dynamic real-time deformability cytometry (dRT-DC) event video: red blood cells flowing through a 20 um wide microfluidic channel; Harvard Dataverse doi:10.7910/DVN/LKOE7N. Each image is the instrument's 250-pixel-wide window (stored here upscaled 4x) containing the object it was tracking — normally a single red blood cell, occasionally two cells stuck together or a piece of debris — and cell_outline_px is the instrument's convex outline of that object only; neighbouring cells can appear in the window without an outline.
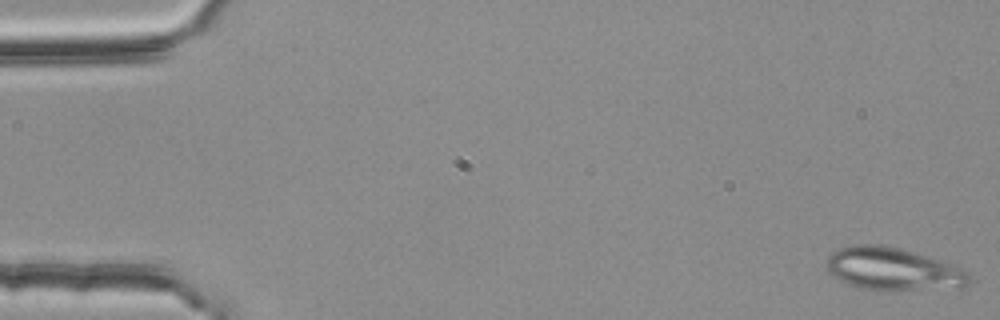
{"species": "common noctule bat (a hibernating species)", "species_latin": "Nyctalus noctula", "temperature_condition": "room temperature", "stored_images_in_passage": 52, "camera_frame_rate_fps": 3000, "um_per_image_px": 0.085, "animal": {"sex": "female", "body_mass_g": 25.1}, "frame": {"image": 1, "passage_image": 1, "time_ms": 0.0, "image_size_px": [1000, 320], "cell_outline_px": [[972, 280], [964, 288], [900, 292], [880, 292], [848, 284], [832, 276], [828, 272], [828, 256], [832, 252], [840, 248], [852, 244], [880, 244], [900, 248], [916, 252], [940, 260], [964, 272]], "centroid_in_image_um": [75.9, 22.91], "position_along_channel_um": 9.1, "area_um2": 36.18}}
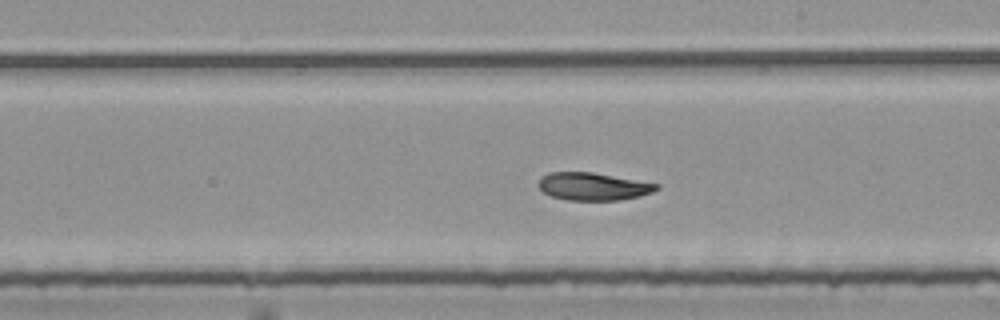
{"frame": {"image": 2, "passage_image": 31, "time_ms": 10.0, "image_size_px": [1000, 320], "cell_outline_px": [[660, 188], [652, 192], [640, 196], [620, 200], [568, 200], [552, 196], [544, 192], [536, 184], [540, 176], [548, 172], [592, 172], [660, 184]], "centroid_in_image_um": [50.4, 15.84], "position_along_channel_um": 238.6, "area_um2": 19.13}}
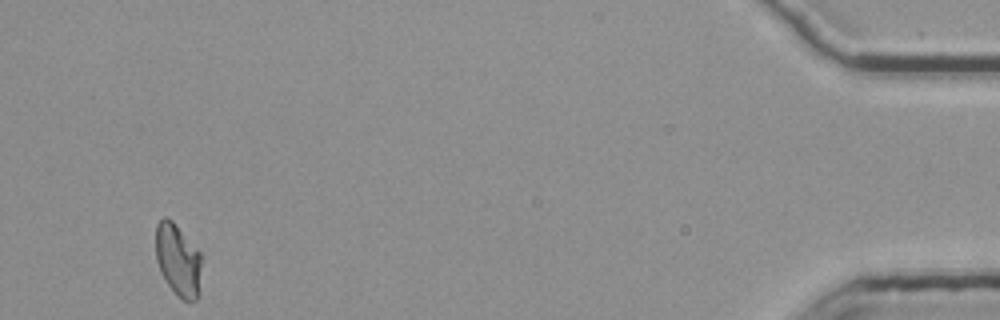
{"frame": {"image": 3, "passage_image": 52, "time_ms": 17.0, "image_size_px": [1000, 320], "cell_outline_px": [[200, 292], [196, 300], [188, 304], [168, 284], [160, 272], [156, 260], [156, 224], [164, 216], [172, 220], [200, 252]], "centroid_in_image_um": [15.13, 22.11], "position_along_channel_um": 420.1, "area_um2": 19.19}, "authors_computed_cell_mechanics": {"area_um2": 20.23, "velocity_mm_per_s": 3.7513, "shape_relaxation_time_tau1_ms": 10.8786, "shape_relaxation_time_tau2_ms": 4.265, "deformation_change_tau1": 0.2539, "deformation_change_tau2": 0.0883}}